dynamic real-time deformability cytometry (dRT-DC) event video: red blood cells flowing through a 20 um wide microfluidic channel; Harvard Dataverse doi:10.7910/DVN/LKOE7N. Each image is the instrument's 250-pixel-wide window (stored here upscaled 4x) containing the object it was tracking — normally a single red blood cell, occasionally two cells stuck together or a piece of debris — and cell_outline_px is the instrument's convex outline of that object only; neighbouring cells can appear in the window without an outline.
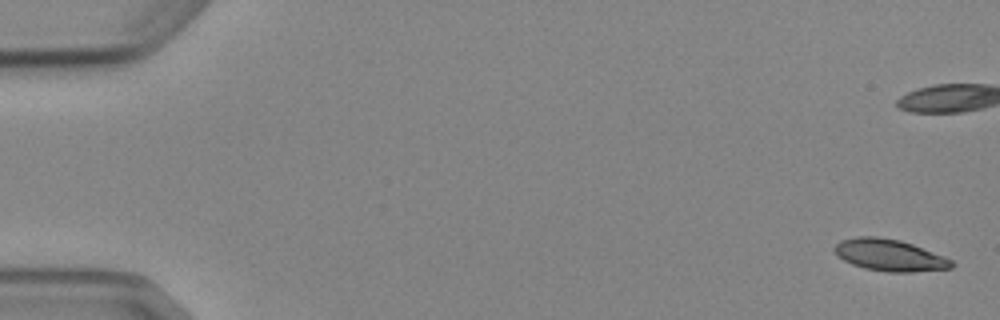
{"species": "Egyptian fruit bat (a non-hibernating species)", "species_latin": "Rousettus aegyptiacus", "temperature_condition": "cold", "stored_images_in_passage": 8, "segment_of_instrument_passage": [1, 2], "camera_frame_rate_fps": 3000, "um_per_image_px": 0.085, "animal": {"sex": "female"}, "frame": {"image": 1, "passage_image": 1, "time_ms": 0.0, "image_size_px": [1000, 320], "cell_outline_px": [[956, 264], [952, 268], [912, 272], [888, 272], [864, 268], [852, 264], [836, 256], [832, 248], [840, 240], [856, 236], [876, 236], [900, 240], [912, 244], [944, 256], [952, 260]], "centroid_in_image_um": [75.59, 21.68], "position_along_channel_um": 9.4, "area_um2": 21.85}}
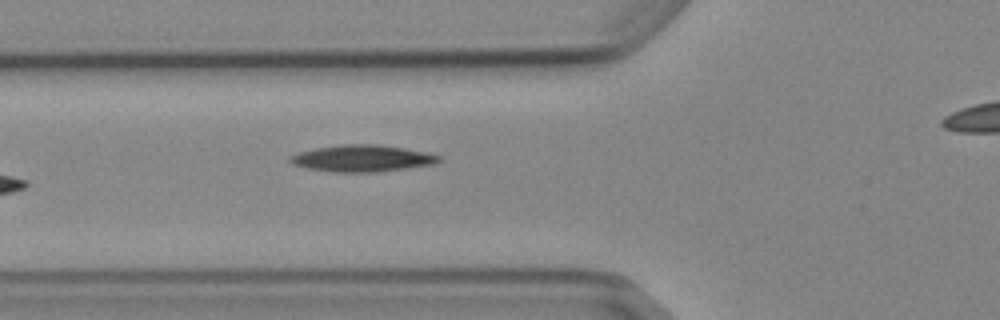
{"frame": {"image": 2, "passage_image": 7, "time_ms": 7.0, "image_size_px": [1000, 320], "cell_outline_px": [[444, 160], [436, 164], [408, 168], [376, 172], [332, 172], [308, 168], [292, 164], [288, 160], [288, 156], [300, 152], [316, 148], [344, 144], [376, 144], [404, 148], [428, 152], [440, 156]], "centroid_in_image_um": [30.83, 13.46], "position_along_channel_um": 95.0, "area_um2": 23.29}}